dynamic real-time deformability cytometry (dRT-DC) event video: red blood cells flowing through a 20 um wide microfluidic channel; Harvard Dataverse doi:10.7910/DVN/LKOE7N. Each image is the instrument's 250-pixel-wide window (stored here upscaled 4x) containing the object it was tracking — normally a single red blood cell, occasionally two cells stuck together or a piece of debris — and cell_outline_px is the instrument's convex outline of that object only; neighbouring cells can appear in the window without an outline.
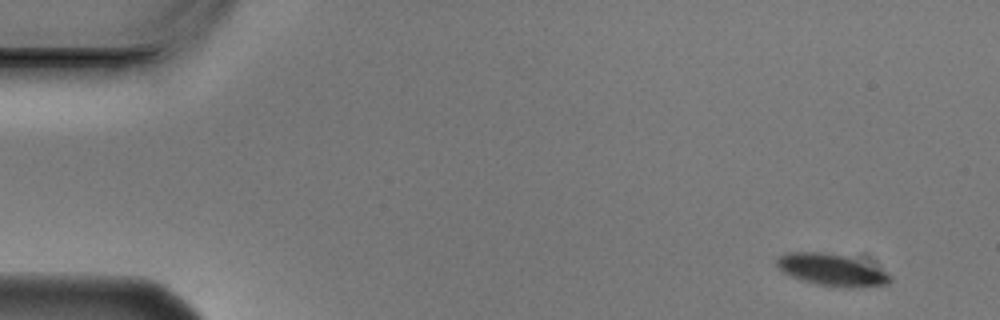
{"species": "Egyptian fruit bat (a non-hibernating species)", "species_latin": "Rousettus aegyptiacus", "temperature_condition": "cold", "stored_images_in_passage": 7, "camera_frame_rate_fps": 3000, "um_per_image_px": 0.085, "animal": {"sex": "male"}, "frame": {"image": 1, "passage_image": 1, "time_ms": 0.0, "image_size_px": [1000, 320], "cell_outline_px": [[892, 280], [888, 284], [860, 288], [844, 288], [816, 284], [792, 276], [784, 272], [776, 264], [776, 260], [780, 256], [788, 252], [820, 252], [844, 256], [880, 268], [888, 272], [892, 276]], "centroid_in_image_um": [70.75, 22.96], "position_along_channel_um": 14.3, "area_um2": 20.92}}
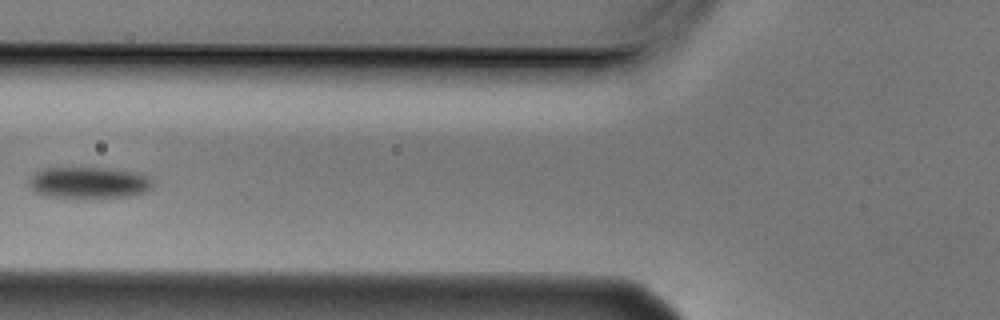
{"frame": {"image": 2, "passage_image": 6, "time_ms": 1.667, "image_size_px": [1000, 320], "cell_outline_px": [[152, 188], [144, 192], [128, 196], [48, 196], [36, 192], [28, 184], [28, 180], [36, 172], [44, 168], [108, 168], [136, 172], [152, 180]], "centroid_in_image_um": [7.54, 15.5], "position_along_channel_um": 118.3, "area_um2": 21.96}}
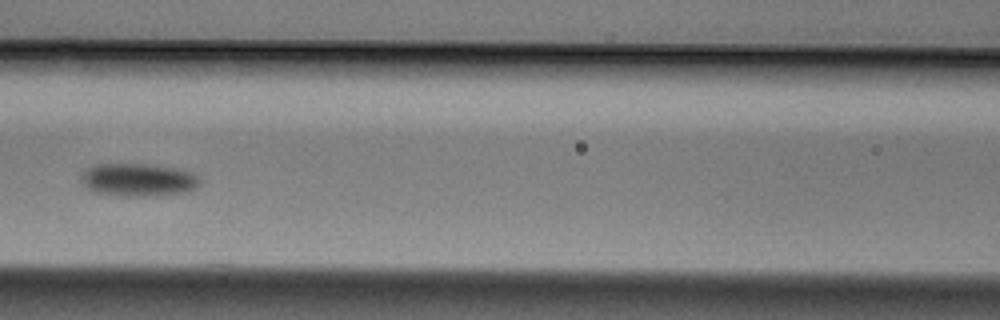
{"frame": {"image": 3, "passage_image": 7, "time_ms": 2.0, "image_size_px": [1000, 320], "cell_outline_px": [[200, 184], [196, 188], [184, 192], [156, 196], [120, 196], [92, 192], [84, 184], [84, 172], [88, 168], [96, 164], [152, 164], [176, 168], [192, 172], [200, 176]], "centroid_in_image_um": [11.82, 15.29], "position_along_channel_um": 154.8, "area_um2": 22.83}}